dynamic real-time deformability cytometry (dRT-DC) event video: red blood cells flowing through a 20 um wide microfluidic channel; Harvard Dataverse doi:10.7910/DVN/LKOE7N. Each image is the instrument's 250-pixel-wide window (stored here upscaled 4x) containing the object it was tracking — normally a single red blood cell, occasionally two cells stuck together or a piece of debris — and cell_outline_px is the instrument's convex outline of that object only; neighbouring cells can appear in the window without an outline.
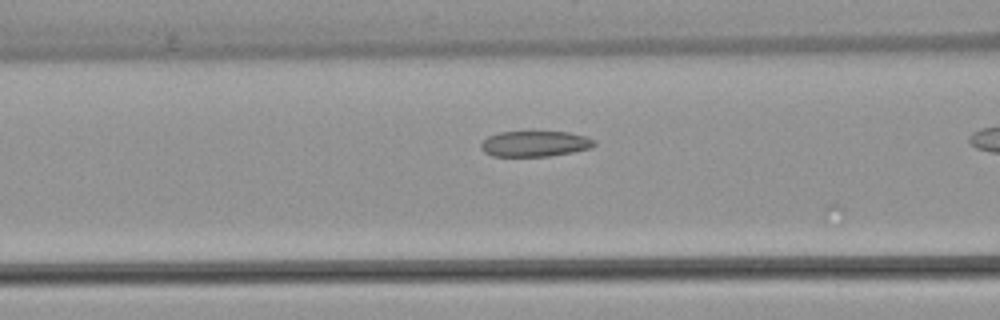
{"species": "common noctule bat (a hibernating species)", "species_latin": "Nyctalus noctula", "temperature_condition": "warm", "stored_images_in_passage": 20, "camera_frame_rate_fps": 3000, "um_per_image_px": 0.085, "animal": {"sex": "female", "body_mass_g": 22.7, "forearm_length_mm": 54.2}, "frame": {"image": 1, "passage_image": 6, "time_ms": 1.667, "image_size_px": [1000, 320], "cell_outline_px": [[596, 144], [592, 148], [572, 152], [548, 156], [492, 156], [484, 152], [480, 148], [480, 144], [488, 136], [500, 132], [568, 132], [584, 136], [596, 140]], "centroid_in_image_um": [45.47, 12.22], "position_along_channel_um": 121.1, "area_um2": 16.94}}
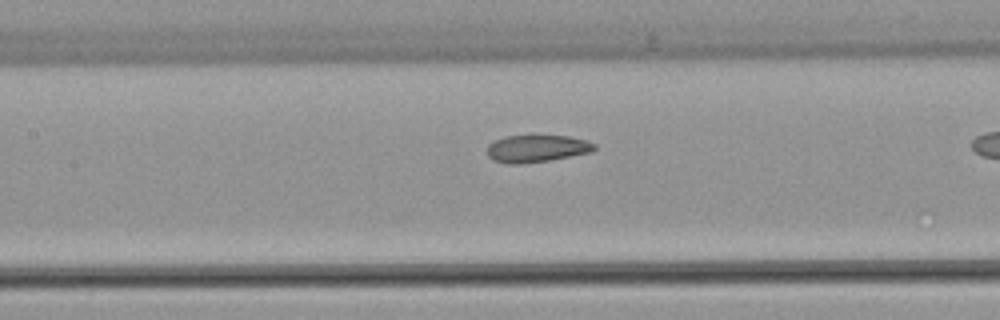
{"frame": {"image": 2, "passage_image": 9, "time_ms": 2.667, "image_size_px": [1000, 320], "cell_outline_px": [[596, 148], [592, 152], [552, 160], [520, 164], [508, 164], [492, 160], [488, 156], [488, 144], [504, 136], [568, 136], [584, 140], [596, 144]], "centroid_in_image_um": [45.62, 12.64], "position_along_channel_um": 161.8, "area_um2": 17.05}}